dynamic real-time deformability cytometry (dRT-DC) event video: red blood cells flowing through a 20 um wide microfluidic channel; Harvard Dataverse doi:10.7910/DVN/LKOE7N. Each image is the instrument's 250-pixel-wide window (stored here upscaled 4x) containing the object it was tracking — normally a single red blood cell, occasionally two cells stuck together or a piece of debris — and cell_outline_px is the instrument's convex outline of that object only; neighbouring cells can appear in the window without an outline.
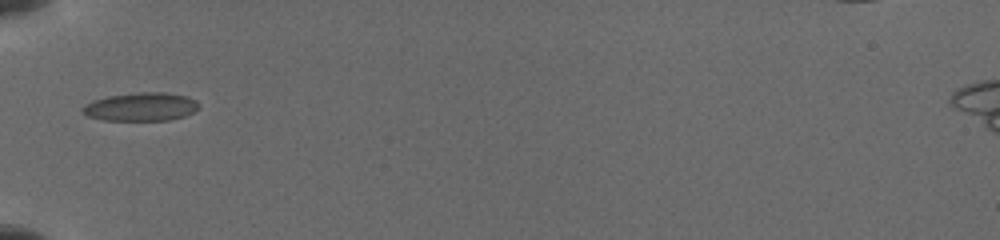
{"species": "common noctule bat (a hibernating species)", "species_latin": "Nyctalus noctula", "temperature_condition": "cold", "stored_images_in_passage": 41, "camera_frame_rate_fps": 3000, "um_per_image_px": 0.085, "animal": {"sex": "female", "body_mass_g": 19.5, "forearm_length_mm": 54.1}, "frame": {"image": 1, "passage_image": 1, "time_ms": 0.0, "image_size_px": [1000, 240], "cell_outline_px": [[196, 108], [192, 112], [184, 116], [168, 120], [104, 120], [88, 116], [80, 108], [84, 104], [92, 100], [108, 96], [140, 92], [168, 92], [188, 96], [196, 100]], "centroid_in_image_um": [11.95, 9.06], "position_along_channel_um": 73.1, "area_um2": 19.13}}
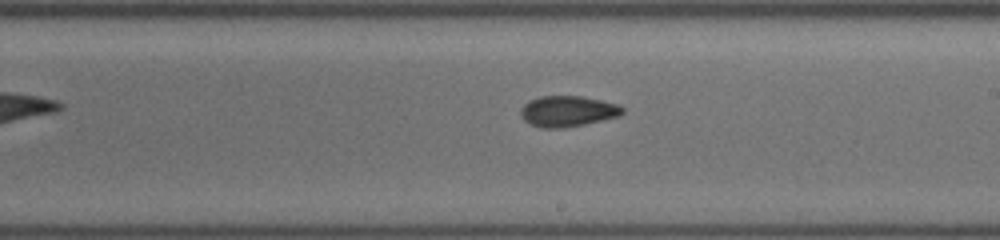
{"frame": {"image": 2, "passage_image": 20, "time_ms": 4.333, "image_size_px": [1000, 240], "cell_outline_px": [[624, 112], [616, 116], [584, 124], [564, 128], [540, 128], [524, 120], [520, 116], [520, 108], [528, 100], [540, 96], [580, 96], [620, 104], [624, 108]], "centroid_in_image_um": [48.21, 9.45], "position_along_channel_um": 240.8, "area_um2": 18.26}}
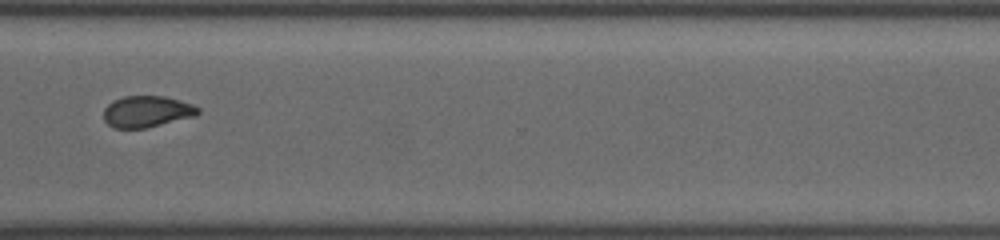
{"frame": {"image": 3, "passage_image": 34, "time_ms": 7.333, "image_size_px": [1000, 240], "cell_outline_px": [[200, 112], [192, 116], [144, 128], [116, 128], [108, 124], [104, 120], [104, 108], [112, 100], [124, 96], [164, 96], [192, 104], [200, 108]], "centroid_in_image_um": [12.44, 9.46], "position_along_channel_um": 358.2, "area_um2": 16.99}}